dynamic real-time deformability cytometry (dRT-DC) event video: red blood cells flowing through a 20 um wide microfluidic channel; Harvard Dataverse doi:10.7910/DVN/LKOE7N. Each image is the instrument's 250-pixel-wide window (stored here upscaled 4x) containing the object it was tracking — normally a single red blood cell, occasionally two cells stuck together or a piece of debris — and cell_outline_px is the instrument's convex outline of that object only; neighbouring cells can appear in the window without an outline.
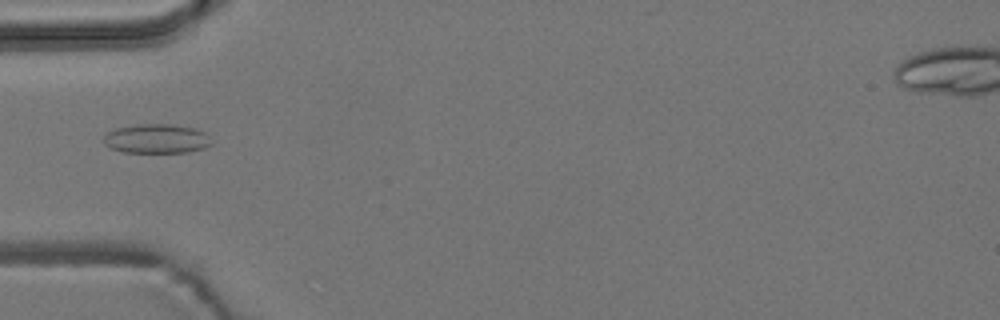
{"species": "common noctule bat (a hibernating species)", "species_latin": "Nyctalus noctula", "temperature_condition": "room temperature", "stored_images_in_passage": 1, "camera_frame_rate_fps": 3000, "um_per_image_px": 0.085, "animal": {"sex": "male", "body_mass_g": 19.2, "forearm_length_mm": 51.8}, "frame": {"image": 1, "passage_image": 1, "time_ms": 0.0, "image_size_px": [1000, 320], "cell_outline_px": [[212, 144], [204, 148], [188, 152], [124, 152], [112, 148], [104, 144], [104, 136], [108, 132], [116, 128], [136, 124], [172, 124], [192, 128], [204, 132]], "centroid_in_image_um": [13.29, 11.79], "position_along_channel_um": 71.7, "area_um2": 18.21}}